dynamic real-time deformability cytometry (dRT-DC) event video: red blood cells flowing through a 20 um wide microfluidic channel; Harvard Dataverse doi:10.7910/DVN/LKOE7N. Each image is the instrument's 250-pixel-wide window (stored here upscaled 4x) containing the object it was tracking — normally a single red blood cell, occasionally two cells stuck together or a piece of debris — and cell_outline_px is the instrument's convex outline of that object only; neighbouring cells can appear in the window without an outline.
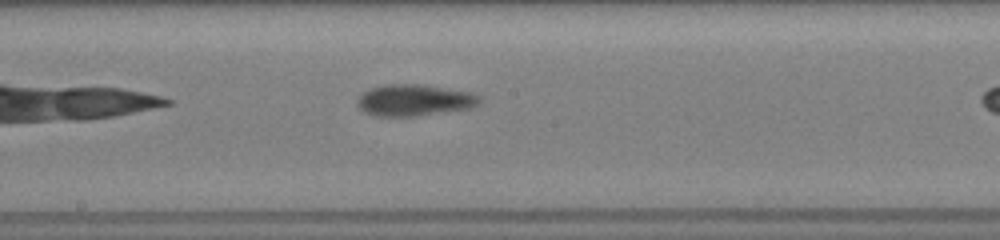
{"species": "common noctule bat (a hibernating species)", "species_latin": "Nyctalus noctula", "temperature_condition": "room temperature", "stored_images_in_passage": 9, "camera_frame_rate_fps": 3000, "um_per_image_px": 0.085, "animal": {"sex": "female", "body_mass_g": 19.5, "forearm_length_mm": 54.1}, "frame": {"image": 1, "passage_image": 8, "time_ms": 4.667, "image_size_px": [1000, 240], "cell_outline_px": [[480, 104], [472, 108], [416, 116], [376, 116], [364, 112], [356, 104], [356, 100], [364, 92], [372, 88], [388, 84], [420, 84], [472, 92], [480, 96]], "centroid_in_image_um": [35.24, 8.52], "position_along_channel_um": 213.0, "area_um2": 22.48}}